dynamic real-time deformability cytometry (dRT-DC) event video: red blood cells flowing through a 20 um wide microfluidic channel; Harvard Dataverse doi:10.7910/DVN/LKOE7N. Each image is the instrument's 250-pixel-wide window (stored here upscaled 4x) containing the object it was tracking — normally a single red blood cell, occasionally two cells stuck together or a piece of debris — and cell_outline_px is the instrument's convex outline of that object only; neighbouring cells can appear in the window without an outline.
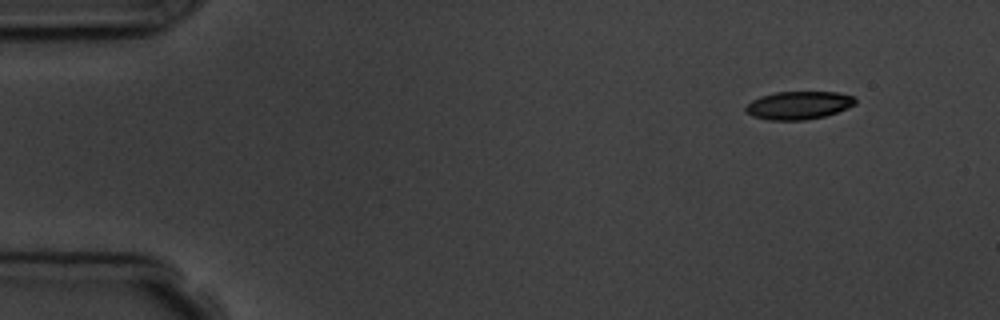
{"species": "common noctule bat (a hibernating species)", "species_latin": "Nyctalus noctula", "temperature_condition": "room temperature", "stored_images_in_passage": 4, "camera_frame_rate_fps": 3000, "um_per_image_px": 0.085, "animal": {"sex": "male", "body_mass_g": 19.5, "forearm_length_mm": 54.6}, "frame": {"image": 1, "passage_image": 1, "time_ms": 0.0, "image_size_px": [1000, 320], "cell_outline_px": [[856, 104], [848, 108], [824, 116], [804, 120], [768, 120], [752, 116], [744, 112], [744, 108], [752, 100], [760, 96], [776, 92], [836, 92], [856, 96]], "centroid_in_image_um": [67.88, 8.95], "position_along_channel_um": 17.1, "area_um2": 18.03}}
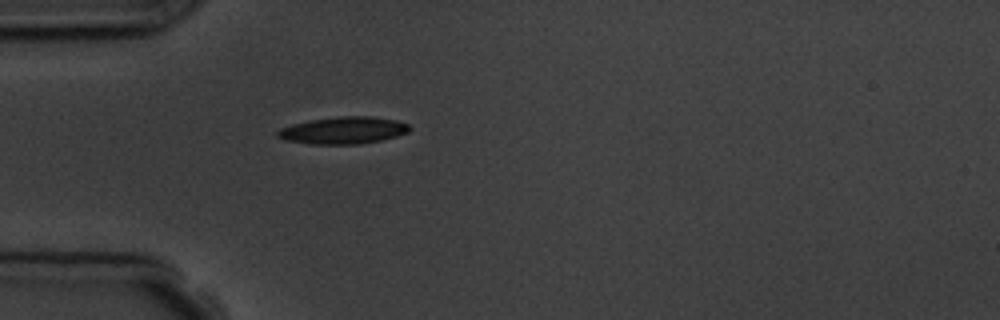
{"frame": {"image": 2, "passage_image": 4, "time_ms": 3.667, "image_size_px": [1000, 320], "cell_outline_px": [[412, 128], [408, 132], [396, 136], [380, 140], [360, 144], [308, 144], [284, 140], [276, 136], [276, 132], [280, 128], [292, 124], [312, 120], [336, 116], [376, 116], [396, 120], [408, 124]], "centroid_in_image_um": [29.17, 11.08], "position_along_channel_um": 55.8, "area_um2": 20.98}}